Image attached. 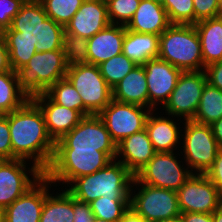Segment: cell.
Returning a JSON list of instances; mask_svg holds the SVG:
<instances>
[{
	"instance_id": "cell-1",
	"label": "cell",
	"mask_w": 222,
	"mask_h": 222,
	"mask_svg": "<svg viewBox=\"0 0 222 222\" xmlns=\"http://www.w3.org/2000/svg\"><path fill=\"white\" fill-rule=\"evenodd\" d=\"M12 159H31L33 177H42L53 159L55 142L50 137L39 106L28 99L20 108L7 114Z\"/></svg>"
},
{
	"instance_id": "cell-2",
	"label": "cell",
	"mask_w": 222,
	"mask_h": 222,
	"mask_svg": "<svg viewBox=\"0 0 222 222\" xmlns=\"http://www.w3.org/2000/svg\"><path fill=\"white\" fill-rule=\"evenodd\" d=\"M65 29L47 16L39 0H26L11 26L2 31L5 39H28L37 52L63 50Z\"/></svg>"
},
{
	"instance_id": "cell-3",
	"label": "cell",
	"mask_w": 222,
	"mask_h": 222,
	"mask_svg": "<svg viewBox=\"0 0 222 222\" xmlns=\"http://www.w3.org/2000/svg\"><path fill=\"white\" fill-rule=\"evenodd\" d=\"M134 177L121 162L111 161L97 172L76 178L67 191L75 199L88 204L102 196L131 197L130 183Z\"/></svg>"
},
{
	"instance_id": "cell-4",
	"label": "cell",
	"mask_w": 222,
	"mask_h": 222,
	"mask_svg": "<svg viewBox=\"0 0 222 222\" xmlns=\"http://www.w3.org/2000/svg\"><path fill=\"white\" fill-rule=\"evenodd\" d=\"M159 58L182 72L205 70L201 43L195 26L171 24L160 35Z\"/></svg>"
},
{
	"instance_id": "cell-5",
	"label": "cell",
	"mask_w": 222,
	"mask_h": 222,
	"mask_svg": "<svg viewBox=\"0 0 222 222\" xmlns=\"http://www.w3.org/2000/svg\"><path fill=\"white\" fill-rule=\"evenodd\" d=\"M68 64L63 50L36 52L15 72L20 90L29 98L45 94L58 80L65 78Z\"/></svg>"
},
{
	"instance_id": "cell-6",
	"label": "cell",
	"mask_w": 222,
	"mask_h": 222,
	"mask_svg": "<svg viewBox=\"0 0 222 222\" xmlns=\"http://www.w3.org/2000/svg\"><path fill=\"white\" fill-rule=\"evenodd\" d=\"M113 161L106 153L96 149H55L50 166L44 172L51 182H73L106 167Z\"/></svg>"
},
{
	"instance_id": "cell-7",
	"label": "cell",
	"mask_w": 222,
	"mask_h": 222,
	"mask_svg": "<svg viewBox=\"0 0 222 222\" xmlns=\"http://www.w3.org/2000/svg\"><path fill=\"white\" fill-rule=\"evenodd\" d=\"M65 77L79 92L84 106L94 115H98L113 99L112 88L97 65L84 63L68 66Z\"/></svg>"
},
{
	"instance_id": "cell-8",
	"label": "cell",
	"mask_w": 222,
	"mask_h": 222,
	"mask_svg": "<svg viewBox=\"0 0 222 222\" xmlns=\"http://www.w3.org/2000/svg\"><path fill=\"white\" fill-rule=\"evenodd\" d=\"M55 149H96L112 160L117 158V144L98 115L85 116L70 132L55 143Z\"/></svg>"
},
{
	"instance_id": "cell-9",
	"label": "cell",
	"mask_w": 222,
	"mask_h": 222,
	"mask_svg": "<svg viewBox=\"0 0 222 222\" xmlns=\"http://www.w3.org/2000/svg\"><path fill=\"white\" fill-rule=\"evenodd\" d=\"M184 133L183 151L187 165L199 174H206L220 151L211 126L186 120Z\"/></svg>"
},
{
	"instance_id": "cell-10",
	"label": "cell",
	"mask_w": 222,
	"mask_h": 222,
	"mask_svg": "<svg viewBox=\"0 0 222 222\" xmlns=\"http://www.w3.org/2000/svg\"><path fill=\"white\" fill-rule=\"evenodd\" d=\"M173 152H156L151 160L134 176L133 183L177 191L192 175V170H183ZM182 168V169H181Z\"/></svg>"
},
{
	"instance_id": "cell-11",
	"label": "cell",
	"mask_w": 222,
	"mask_h": 222,
	"mask_svg": "<svg viewBox=\"0 0 222 222\" xmlns=\"http://www.w3.org/2000/svg\"><path fill=\"white\" fill-rule=\"evenodd\" d=\"M130 197V208L147 222L179 217L181 211L178 204L177 192L147 184Z\"/></svg>"
},
{
	"instance_id": "cell-12",
	"label": "cell",
	"mask_w": 222,
	"mask_h": 222,
	"mask_svg": "<svg viewBox=\"0 0 222 222\" xmlns=\"http://www.w3.org/2000/svg\"><path fill=\"white\" fill-rule=\"evenodd\" d=\"M143 106L121 103L111 100L98 114L110 133L111 139L118 144L124 138L145 129L146 119L151 112L146 113Z\"/></svg>"
},
{
	"instance_id": "cell-13",
	"label": "cell",
	"mask_w": 222,
	"mask_h": 222,
	"mask_svg": "<svg viewBox=\"0 0 222 222\" xmlns=\"http://www.w3.org/2000/svg\"><path fill=\"white\" fill-rule=\"evenodd\" d=\"M206 82L204 70L182 72L163 107L169 115L184 116L185 120H193Z\"/></svg>"
},
{
	"instance_id": "cell-14",
	"label": "cell",
	"mask_w": 222,
	"mask_h": 222,
	"mask_svg": "<svg viewBox=\"0 0 222 222\" xmlns=\"http://www.w3.org/2000/svg\"><path fill=\"white\" fill-rule=\"evenodd\" d=\"M181 213H213L222 205L217 187L206 174H193L176 191Z\"/></svg>"
},
{
	"instance_id": "cell-15",
	"label": "cell",
	"mask_w": 222,
	"mask_h": 222,
	"mask_svg": "<svg viewBox=\"0 0 222 222\" xmlns=\"http://www.w3.org/2000/svg\"><path fill=\"white\" fill-rule=\"evenodd\" d=\"M146 72L149 108L152 110L160 101L163 106L168 101L176 87L179 75L182 71L161 58H153L143 65Z\"/></svg>"
},
{
	"instance_id": "cell-16",
	"label": "cell",
	"mask_w": 222,
	"mask_h": 222,
	"mask_svg": "<svg viewBox=\"0 0 222 222\" xmlns=\"http://www.w3.org/2000/svg\"><path fill=\"white\" fill-rule=\"evenodd\" d=\"M25 160L3 159L0 163V207L11 205L20 196L37 184L41 177H34L33 181L25 173Z\"/></svg>"
},
{
	"instance_id": "cell-17",
	"label": "cell",
	"mask_w": 222,
	"mask_h": 222,
	"mask_svg": "<svg viewBox=\"0 0 222 222\" xmlns=\"http://www.w3.org/2000/svg\"><path fill=\"white\" fill-rule=\"evenodd\" d=\"M50 181L43 175L32 188L3 209V222H39ZM47 187V188H46Z\"/></svg>"
},
{
	"instance_id": "cell-18",
	"label": "cell",
	"mask_w": 222,
	"mask_h": 222,
	"mask_svg": "<svg viewBox=\"0 0 222 222\" xmlns=\"http://www.w3.org/2000/svg\"><path fill=\"white\" fill-rule=\"evenodd\" d=\"M109 24L107 4L100 0H84L64 29L68 34L89 39Z\"/></svg>"
},
{
	"instance_id": "cell-19",
	"label": "cell",
	"mask_w": 222,
	"mask_h": 222,
	"mask_svg": "<svg viewBox=\"0 0 222 222\" xmlns=\"http://www.w3.org/2000/svg\"><path fill=\"white\" fill-rule=\"evenodd\" d=\"M32 100L42 111L47 131L55 143L84 118L79 111L58 105L46 93L35 96Z\"/></svg>"
},
{
	"instance_id": "cell-20",
	"label": "cell",
	"mask_w": 222,
	"mask_h": 222,
	"mask_svg": "<svg viewBox=\"0 0 222 222\" xmlns=\"http://www.w3.org/2000/svg\"><path fill=\"white\" fill-rule=\"evenodd\" d=\"M126 26L109 24L88 40V63L99 65L122 53Z\"/></svg>"
},
{
	"instance_id": "cell-21",
	"label": "cell",
	"mask_w": 222,
	"mask_h": 222,
	"mask_svg": "<svg viewBox=\"0 0 222 222\" xmlns=\"http://www.w3.org/2000/svg\"><path fill=\"white\" fill-rule=\"evenodd\" d=\"M155 153L146 129L124 138L117 144V156L123 154L124 158L118 161L134 175L151 160Z\"/></svg>"
},
{
	"instance_id": "cell-22",
	"label": "cell",
	"mask_w": 222,
	"mask_h": 222,
	"mask_svg": "<svg viewBox=\"0 0 222 222\" xmlns=\"http://www.w3.org/2000/svg\"><path fill=\"white\" fill-rule=\"evenodd\" d=\"M170 25L163 5L151 0H141L126 29L137 33L161 35Z\"/></svg>"
},
{
	"instance_id": "cell-23",
	"label": "cell",
	"mask_w": 222,
	"mask_h": 222,
	"mask_svg": "<svg viewBox=\"0 0 222 222\" xmlns=\"http://www.w3.org/2000/svg\"><path fill=\"white\" fill-rule=\"evenodd\" d=\"M113 100L121 103L136 104L143 107L149 105L146 72L143 65L134 67L112 89Z\"/></svg>"
},
{
	"instance_id": "cell-24",
	"label": "cell",
	"mask_w": 222,
	"mask_h": 222,
	"mask_svg": "<svg viewBox=\"0 0 222 222\" xmlns=\"http://www.w3.org/2000/svg\"><path fill=\"white\" fill-rule=\"evenodd\" d=\"M194 26L201 43L204 68L222 61V16L198 21Z\"/></svg>"
},
{
	"instance_id": "cell-25",
	"label": "cell",
	"mask_w": 222,
	"mask_h": 222,
	"mask_svg": "<svg viewBox=\"0 0 222 222\" xmlns=\"http://www.w3.org/2000/svg\"><path fill=\"white\" fill-rule=\"evenodd\" d=\"M160 35L137 33L126 29L122 53L136 65L159 57Z\"/></svg>"
},
{
	"instance_id": "cell-26",
	"label": "cell",
	"mask_w": 222,
	"mask_h": 222,
	"mask_svg": "<svg viewBox=\"0 0 222 222\" xmlns=\"http://www.w3.org/2000/svg\"><path fill=\"white\" fill-rule=\"evenodd\" d=\"M149 113L145 129L156 152H173L180 133L176 123L164 117H154Z\"/></svg>"
},
{
	"instance_id": "cell-27",
	"label": "cell",
	"mask_w": 222,
	"mask_h": 222,
	"mask_svg": "<svg viewBox=\"0 0 222 222\" xmlns=\"http://www.w3.org/2000/svg\"><path fill=\"white\" fill-rule=\"evenodd\" d=\"M73 196L66 190L57 196L46 195L39 222H73Z\"/></svg>"
},
{
	"instance_id": "cell-28",
	"label": "cell",
	"mask_w": 222,
	"mask_h": 222,
	"mask_svg": "<svg viewBox=\"0 0 222 222\" xmlns=\"http://www.w3.org/2000/svg\"><path fill=\"white\" fill-rule=\"evenodd\" d=\"M222 118V91L206 82L193 121L211 125Z\"/></svg>"
},
{
	"instance_id": "cell-29",
	"label": "cell",
	"mask_w": 222,
	"mask_h": 222,
	"mask_svg": "<svg viewBox=\"0 0 222 222\" xmlns=\"http://www.w3.org/2000/svg\"><path fill=\"white\" fill-rule=\"evenodd\" d=\"M29 98L20 90L16 72L0 74V112L4 115L20 108Z\"/></svg>"
},
{
	"instance_id": "cell-30",
	"label": "cell",
	"mask_w": 222,
	"mask_h": 222,
	"mask_svg": "<svg viewBox=\"0 0 222 222\" xmlns=\"http://www.w3.org/2000/svg\"><path fill=\"white\" fill-rule=\"evenodd\" d=\"M58 105L79 111L84 117L93 115L85 106L76 88L65 77L58 80L46 92Z\"/></svg>"
},
{
	"instance_id": "cell-31",
	"label": "cell",
	"mask_w": 222,
	"mask_h": 222,
	"mask_svg": "<svg viewBox=\"0 0 222 222\" xmlns=\"http://www.w3.org/2000/svg\"><path fill=\"white\" fill-rule=\"evenodd\" d=\"M95 218L119 222L130 208V197H99L89 203Z\"/></svg>"
},
{
	"instance_id": "cell-32",
	"label": "cell",
	"mask_w": 222,
	"mask_h": 222,
	"mask_svg": "<svg viewBox=\"0 0 222 222\" xmlns=\"http://www.w3.org/2000/svg\"><path fill=\"white\" fill-rule=\"evenodd\" d=\"M136 66L123 53L98 65L101 75L112 89Z\"/></svg>"
},
{
	"instance_id": "cell-33",
	"label": "cell",
	"mask_w": 222,
	"mask_h": 222,
	"mask_svg": "<svg viewBox=\"0 0 222 222\" xmlns=\"http://www.w3.org/2000/svg\"><path fill=\"white\" fill-rule=\"evenodd\" d=\"M48 17L66 26L79 10L84 0H39Z\"/></svg>"
},
{
	"instance_id": "cell-34",
	"label": "cell",
	"mask_w": 222,
	"mask_h": 222,
	"mask_svg": "<svg viewBox=\"0 0 222 222\" xmlns=\"http://www.w3.org/2000/svg\"><path fill=\"white\" fill-rule=\"evenodd\" d=\"M11 69L24 66L37 52L35 44L28 39H5Z\"/></svg>"
},
{
	"instance_id": "cell-35",
	"label": "cell",
	"mask_w": 222,
	"mask_h": 222,
	"mask_svg": "<svg viewBox=\"0 0 222 222\" xmlns=\"http://www.w3.org/2000/svg\"><path fill=\"white\" fill-rule=\"evenodd\" d=\"M88 40L64 32L63 52L68 66L88 63Z\"/></svg>"
},
{
	"instance_id": "cell-36",
	"label": "cell",
	"mask_w": 222,
	"mask_h": 222,
	"mask_svg": "<svg viewBox=\"0 0 222 222\" xmlns=\"http://www.w3.org/2000/svg\"><path fill=\"white\" fill-rule=\"evenodd\" d=\"M163 7L171 24L194 25L193 0H165Z\"/></svg>"
},
{
	"instance_id": "cell-37",
	"label": "cell",
	"mask_w": 222,
	"mask_h": 222,
	"mask_svg": "<svg viewBox=\"0 0 222 222\" xmlns=\"http://www.w3.org/2000/svg\"><path fill=\"white\" fill-rule=\"evenodd\" d=\"M140 1L141 0H111L108 2L107 11L110 24L118 25V20H120L122 26H127L139 7ZM115 21L117 22L115 23Z\"/></svg>"
},
{
	"instance_id": "cell-38",
	"label": "cell",
	"mask_w": 222,
	"mask_h": 222,
	"mask_svg": "<svg viewBox=\"0 0 222 222\" xmlns=\"http://www.w3.org/2000/svg\"><path fill=\"white\" fill-rule=\"evenodd\" d=\"M194 25L201 20L220 16L218 0H193Z\"/></svg>"
},
{
	"instance_id": "cell-39",
	"label": "cell",
	"mask_w": 222,
	"mask_h": 222,
	"mask_svg": "<svg viewBox=\"0 0 222 222\" xmlns=\"http://www.w3.org/2000/svg\"><path fill=\"white\" fill-rule=\"evenodd\" d=\"M26 0H0V31L11 26L12 19Z\"/></svg>"
},
{
	"instance_id": "cell-40",
	"label": "cell",
	"mask_w": 222,
	"mask_h": 222,
	"mask_svg": "<svg viewBox=\"0 0 222 222\" xmlns=\"http://www.w3.org/2000/svg\"><path fill=\"white\" fill-rule=\"evenodd\" d=\"M0 157L12 159V146L7 114L0 118Z\"/></svg>"
},
{
	"instance_id": "cell-41",
	"label": "cell",
	"mask_w": 222,
	"mask_h": 222,
	"mask_svg": "<svg viewBox=\"0 0 222 222\" xmlns=\"http://www.w3.org/2000/svg\"><path fill=\"white\" fill-rule=\"evenodd\" d=\"M73 222H93L95 216L92 213L90 204L79 201L73 197Z\"/></svg>"
},
{
	"instance_id": "cell-42",
	"label": "cell",
	"mask_w": 222,
	"mask_h": 222,
	"mask_svg": "<svg viewBox=\"0 0 222 222\" xmlns=\"http://www.w3.org/2000/svg\"><path fill=\"white\" fill-rule=\"evenodd\" d=\"M208 178L217 187L222 197V150H220L214 160L213 166L206 172Z\"/></svg>"
},
{
	"instance_id": "cell-43",
	"label": "cell",
	"mask_w": 222,
	"mask_h": 222,
	"mask_svg": "<svg viewBox=\"0 0 222 222\" xmlns=\"http://www.w3.org/2000/svg\"><path fill=\"white\" fill-rule=\"evenodd\" d=\"M207 82L222 91V61L205 67Z\"/></svg>"
},
{
	"instance_id": "cell-44",
	"label": "cell",
	"mask_w": 222,
	"mask_h": 222,
	"mask_svg": "<svg viewBox=\"0 0 222 222\" xmlns=\"http://www.w3.org/2000/svg\"><path fill=\"white\" fill-rule=\"evenodd\" d=\"M11 70L5 38L2 31H0V74Z\"/></svg>"
},
{
	"instance_id": "cell-45",
	"label": "cell",
	"mask_w": 222,
	"mask_h": 222,
	"mask_svg": "<svg viewBox=\"0 0 222 222\" xmlns=\"http://www.w3.org/2000/svg\"><path fill=\"white\" fill-rule=\"evenodd\" d=\"M180 218L182 222H214L212 213H181Z\"/></svg>"
},
{
	"instance_id": "cell-46",
	"label": "cell",
	"mask_w": 222,
	"mask_h": 222,
	"mask_svg": "<svg viewBox=\"0 0 222 222\" xmlns=\"http://www.w3.org/2000/svg\"><path fill=\"white\" fill-rule=\"evenodd\" d=\"M210 126L218 147L220 150H222V118L213 122Z\"/></svg>"
},
{
	"instance_id": "cell-47",
	"label": "cell",
	"mask_w": 222,
	"mask_h": 222,
	"mask_svg": "<svg viewBox=\"0 0 222 222\" xmlns=\"http://www.w3.org/2000/svg\"><path fill=\"white\" fill-rule=\"evenodd\" d=\"M119 222H147L142 216L138 215L132 208H129Z\"/></svg>"
},
{
	"instance_id": "cell-48",
	"label": "cell",
	"mask_w": 222,
	"mask_h": 222,
	"mask_svg": "<svg viewBox=\"0 0 222 222\" xmlns=\"http://www.w3.org/2000/svg\"><path fill=\"white\" fill-rule=\"evenodd\" d=\"M214 222H222V205L212 213Z\"/></svg>"
},
{
	"instance_id": "cell-49",
	"label": "cell",
	"mask_w": 222,
	"mask_h": 222,
	"mask_svg": "<svg viewBox=\"0 0 222 222\" xmlns=\"http://www.w3.org/2000/svg\"><path fill=\"white\" fill-rule=\"evenodd\" d=\"M154 222H182L180 216L179 217H174L170 219H163V220H158Z\"/></svg>"
},
{
	"instance_id": "cell-50",
	"label": "cell",
	"mask_w": 222,
	"mask_h": 222,
	"mask_svg": "<svg viewBox=\"0 0 222 222\" xmlns=\"http://www.w3.org/2000/svg\"><path fill=\"white\" fill-rule=\"evenodd\" d=\"M93 222H113V221H107V220L100 219V218H94Z\"/></svg>"
},
{
	"instance_id": "cell-51",
	"label": "cell",
	"mask_w": 222,
	"mask_h": 222,
	"mask_svg": "<svg viewBox=\"0 0 222 222\" xmlns=\"http://www.w3.org/2000/svg\"><path fill=\"white\" fill-rule=\"evenodd\" d=\"M151 1L163 5L165 0H151Z\"/></svg>"
},
{
	"instance_id": "cell-52",
	"label": "cell",
	"mask_w": 222,
	"mask_h": 222,
	"mask_svg": "<svg viewBox=\"0 0 222 222\" xmlns=\"http://www.w3.org/2000/svg\"><path fill=\"white\" fill-rule=\"evenodd\" d=\"M218 3H219L220 15H222V0H218Z\"/></svg>"
},
{
	"instance_id": "cell-53",
	"label": "cell",
	"mask_w": 222,
	"mask_h": 222,
	"mask_svg": "<svg viewBox=\"0 0 222 222\" xmlns=\"http://www.w3.org/2000/svg\"><path fill=\"white\" fill-rule=\"evenodd\" d=\"M0 222H3V209L0 207Z\"/></svg>"
},
{
	"instance_id": "cell-54",
	"label": "cell",
	"mask_w": 222,
	"mask_h": 222,
	"mask_svg": "<svg viewBox=\"0 0 222 222\" xmlns=\"http://www.w3.org/2000/svg\"><path fill=\"white\" fill-rule=\"evenodd\" d=\"M102 1L103 3L107 4L108 2H110L111 0H100Z\"/></svg>"
}]
</instances>
